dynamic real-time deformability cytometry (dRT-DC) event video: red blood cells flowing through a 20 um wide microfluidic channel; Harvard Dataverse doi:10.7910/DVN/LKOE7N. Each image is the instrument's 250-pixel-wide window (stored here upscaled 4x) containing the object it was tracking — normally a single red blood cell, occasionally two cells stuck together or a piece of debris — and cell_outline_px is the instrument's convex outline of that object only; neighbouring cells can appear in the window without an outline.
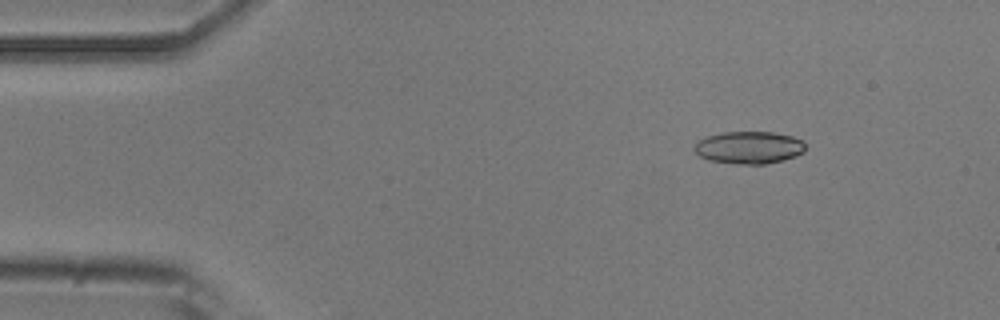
{"species": "common noctule bat (a hibernating species)", "species_latin": "Nyctalus noctula", "temperature_condition": "room temperature", "stored_images_in_passage": 4, "camera_frame_rate_fps": 3000, "um_per_image_px": 0.085, "animal": {"sex": "male", "body_mass_g": 20.5, "forearm_length_mm": 52.5}, "frame": {"image": 1, "passage_image": 2, "time_ms": 1.0, "image_size_px": [1000, 320], "cell_outline_px": [[804, 152], [796, 156], [784, 160], [764, 164], [740, 164], [708, 160], [700, 156], [692, 148], [696, 140], [708, 136], [724, 132], [772, 132], [792, 136], [800, 140], [804, 144]], "centroid_in_image_um": [63.63, 12.54], "position_along_channel_um": 21.4, "area_um2": 20.98}}